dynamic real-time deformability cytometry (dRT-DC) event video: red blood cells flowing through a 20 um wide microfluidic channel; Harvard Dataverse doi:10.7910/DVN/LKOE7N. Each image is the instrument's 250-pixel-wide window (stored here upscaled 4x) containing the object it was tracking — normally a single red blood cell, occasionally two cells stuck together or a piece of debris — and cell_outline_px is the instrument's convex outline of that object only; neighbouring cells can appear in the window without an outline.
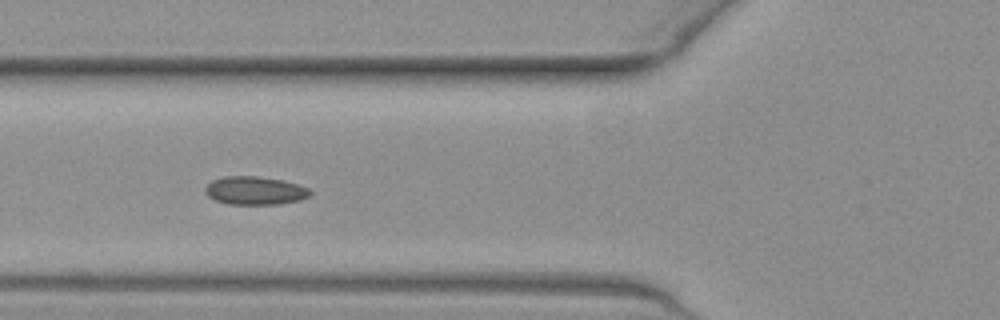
{"species": "common noctule bat (a hibernating species)", "species_latin": "Nyctalus noctula", "temperature_condition": "warm", "stored_images_in_passage": 17, "camera_frame_rate_fps": 3000, "um_per_image_px": 0.085, "animal": {"sex": "female", "body_mass_g": 19.3, "forearm_length_mm": 54.1}, "frame": {"image": 1, "passage_image": 8, "time_ms": 2.333, "image_size_px": [1000, 320], "cell_outline_px": [[312, 192], [308, 196], [300, 200], [280, 204], [228, 204], [216, 200], [208, 196], [204, 192], [204, 188], [212, 180], [224, 176], [256, 176], [284, 180], [308, 188]], "centroid_in_image_um": [21.65, 16.2], "position_along_channel_um": 104.1, "area_um2": 17.28}}